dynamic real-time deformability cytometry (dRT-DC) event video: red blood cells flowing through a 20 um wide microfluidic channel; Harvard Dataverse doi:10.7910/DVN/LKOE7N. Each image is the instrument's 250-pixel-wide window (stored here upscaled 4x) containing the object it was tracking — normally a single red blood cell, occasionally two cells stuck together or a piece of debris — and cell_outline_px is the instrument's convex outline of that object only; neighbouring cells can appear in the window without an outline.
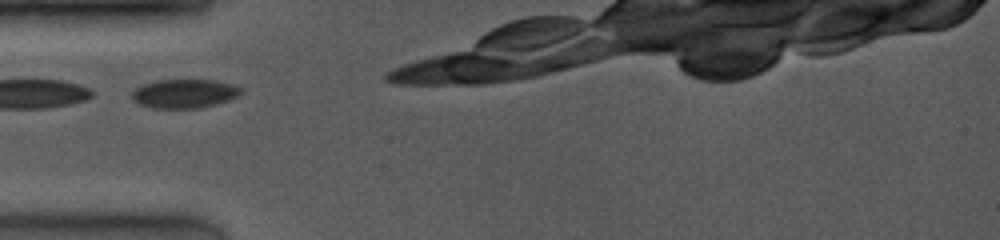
{"species": "common noctule bat (a hibernating species)", "species_latin": "Nyctalus noctula", "temperature_condition": "room temperature", "stored_images_in_passage": 24, "camera_frame_rate_fps": 4000, "um_per_image_px": 0.085, "animal": {"sex": "female", "body_mass_g": 19.0, "forearm_length_mm": 53.3}, "frame": {"image": 1, "passage_image": 1, "time_ms": 0.0, "image_size_px": [1000, 240], "cell_outline_px": [[244, 92], [228, 100], [216, 104], [200, 108], [152, 108], [140, 104], [132, 100], [132, 92], [140, 84], [156, 80], [216, 80], [232, 84], [244, 88]], "centroid_in_image_um": [15.68, 7.95], "position_along_channel_um": 69.3, "area_um2": 18.55}}